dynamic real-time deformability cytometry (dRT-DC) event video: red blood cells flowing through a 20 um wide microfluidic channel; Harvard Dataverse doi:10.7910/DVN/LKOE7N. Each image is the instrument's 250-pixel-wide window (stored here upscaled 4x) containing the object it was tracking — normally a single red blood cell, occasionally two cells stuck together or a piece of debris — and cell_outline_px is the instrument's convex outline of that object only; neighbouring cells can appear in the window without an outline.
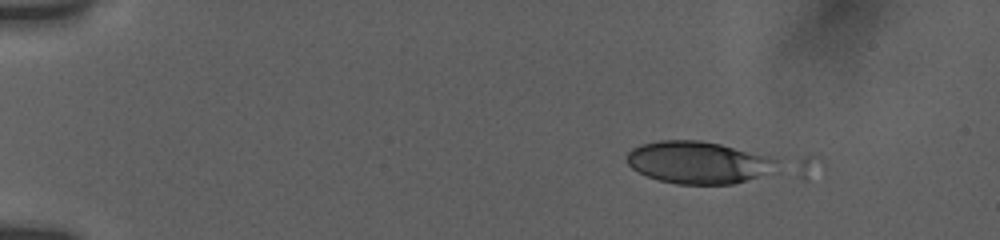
{"species": "human", "species_latin": "Homo sapiens", "temperature_condition": "room temperature", "stored_images_in_passage": 8, "camera_frame_rate_fps": 3000, "um_per_image_px": 0.085, "donor": {"sex": "female"}, "frame": {"image": 1, "passage_image": 6, "time_ms": 1.0, "image_size_px": [1000, 240], "cell_outline_px": [[780, 160], [756, 176], [732, 184], [676, 184], [660, 180], [648, 176], [632, 168], [628, 164], [628, 152], [632, 148], [640, 144], [660, 140], [700, 140], [720, 144], [768, 156]], "centroid_in_image_um": [59.24, 13.79], "position_along_channel_um": 25.8, "area_um2": 35.95}}